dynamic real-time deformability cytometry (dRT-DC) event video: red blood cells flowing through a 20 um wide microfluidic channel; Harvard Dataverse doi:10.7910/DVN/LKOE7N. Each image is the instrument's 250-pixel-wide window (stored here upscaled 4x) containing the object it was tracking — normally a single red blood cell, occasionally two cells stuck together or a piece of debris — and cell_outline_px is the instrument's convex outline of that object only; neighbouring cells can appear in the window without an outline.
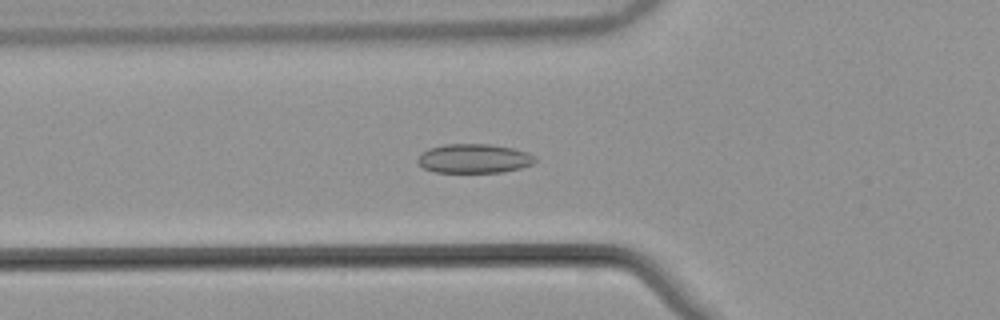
{"species": "common noctule bat (a hibernating species)", "species_latin": "Nyctalus noctula", "temperature_condition": "warm", "stored_images_in_passage": 47, "camera_frame_rate_fps": 3000, "um_per_image_px": 0.085, "animal": {"sex": "male", "body_mass_g": 21.5, "forearm_length_mm": 52.0}, "frame": {"image": 1, "passage_image": 17, "time_ms": 5.333, "image_size_px": [1000, 320], "cell_outline_px": [[536, 160], [532, 164], [520, 168], [500, 172], [436, 172], [424, 168], [416, 160], [428, 148], [444, 144], [488, 144], [512, 148], [528, 152], [536, 156]], "centroid_in_image_um": [40.31, 13.47], "position_along_channel_um": 85.5, "area_um2": 19.83}}
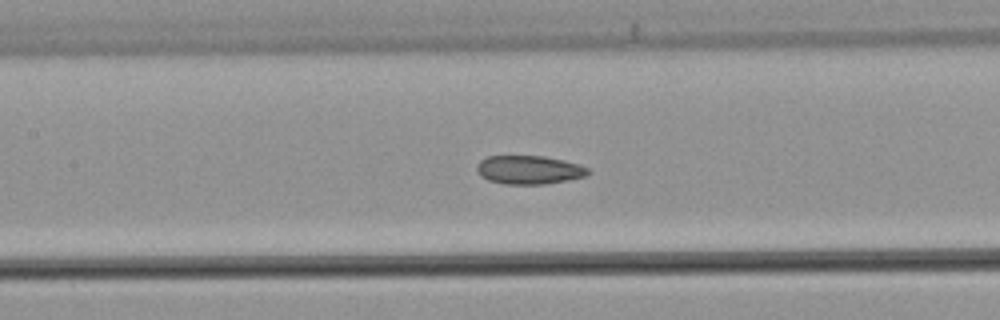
{"frame": {"image": 2, "passage_image": 23, "time_ms": 7.333, "image_size_px": [1000, 320], "cell_outline_px": [[592, 172], [584, 176], [568, 180], [544, 184], [504, 184], [488, 180], [480, 176], [476, 168], [480, 160], [488, 156], [544, 156], [564, 160], [580, 164], [588, 168]], "centroid_in_image_um": [44.98, 14.43], "position_along_channel_um": 162.4, "area_um2": 18.61}}
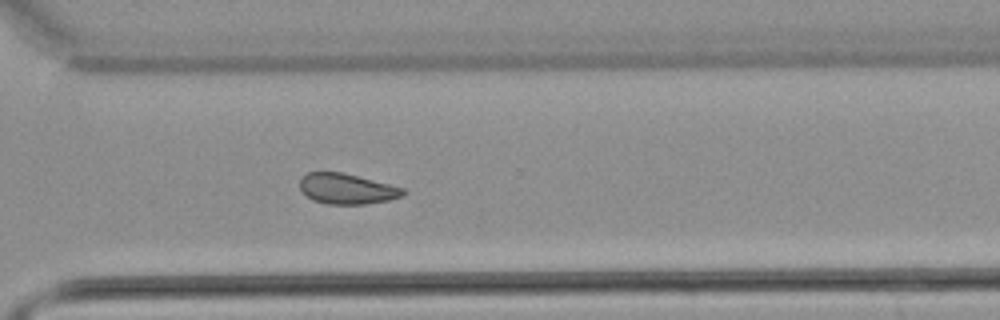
{"frame": {"image": 3, "passage_image": 37, "time_ms": 12.0, "image_size_px": [1000, 320], "cell_outline_px": [[408, 192], [404, 196], [388, 200], [364, 204], [328, 204], [312, 200], [300, 188], [300, 180], [308, 172], [340, 172], [404, 188]], "centroid_in_image_um": [29.51, 16.06], "position_along_channel_um": 341.1, "area_um2": 18.09}, "authors_computed_cell_mechanics": {"area_um2": 19.0162, "velocity_mm_per_s": 3.8268, "shape_relaxation_time_tau1_ms": null, "shape_relaxation_time_tau2_ms": 3.1845, "deformation_change_tau1": null, "deformation_change_tau2": 0.0874}}